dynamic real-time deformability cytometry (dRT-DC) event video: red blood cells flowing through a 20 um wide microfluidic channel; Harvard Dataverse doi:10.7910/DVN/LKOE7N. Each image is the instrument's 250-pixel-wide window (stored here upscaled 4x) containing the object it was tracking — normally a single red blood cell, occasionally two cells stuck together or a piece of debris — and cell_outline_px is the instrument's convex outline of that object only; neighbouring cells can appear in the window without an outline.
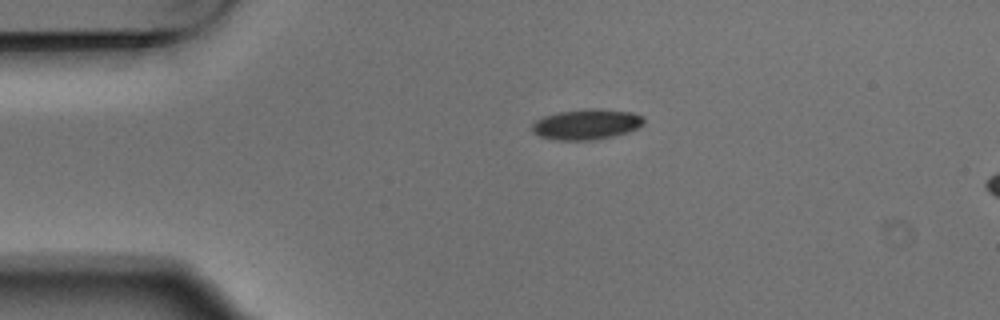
{"species": "Egyptian fruit bat (a non-hibernating species)", "species_latin": "Rousettus aegyptiacus", "temperature_condition": "warm", "stored_images_in_passage": 3, "segment_of_instrument_passage": [1, 2], "camera_frame_rate_fps": 3000, "um_per_image_px": 0.085, "animal": {"sex": "male"}, "frame": {"image": 1, "passage_image": 1, "time_ms": 0.0, "image_size_px": [1000, 320], "cell_outline_px": [[644, 124], [628, 132], [612, 136], [592, 140], [556, 140], [540, 136], [532, 132], [532, 124], [536, 120], [544, 116], [560, 112], [588, 108], [600, 108], [632, 112], [644, 116]], "centroid_in_image_um": [49.87, 10.56], "position_along_channel_um": 35.1, "area_um2": 19.88}}